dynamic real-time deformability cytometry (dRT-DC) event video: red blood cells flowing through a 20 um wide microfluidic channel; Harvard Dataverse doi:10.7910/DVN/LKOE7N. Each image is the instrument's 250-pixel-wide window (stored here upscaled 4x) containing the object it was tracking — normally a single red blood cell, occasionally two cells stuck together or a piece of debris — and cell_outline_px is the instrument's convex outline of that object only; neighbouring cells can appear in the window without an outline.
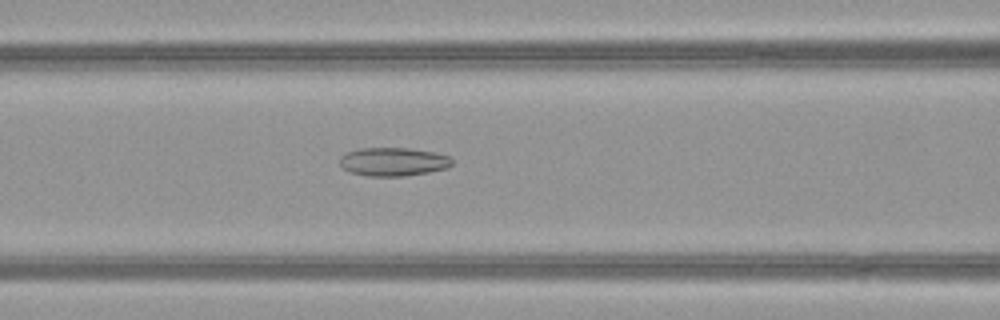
{"species": "common noctule bat (a hibernating species)", "species_latin": "Nyctalus noctula", "temperature_condition": "warm", "stored_images_in_passage": 51, "camera_frame_rate_fps": 3000, "um_per_image_px": 0.085, "animal": {"sex": "female", "body_mass_g": 21.9}, "frame": {"image": 1, "passage_image": 22, "time_ms": 7.0, "image_size_px": [1000, 320], "cell_outline_px": [[452, 164], [448, 168], [408, 176], [368, 176], [352, 172], [344, 168], [340, 164], [340, 156], [344, 152], [360, 148], [408, 148], [436, 152], [448, 156], [452, 160]], "centroid_in_image_um": [33.43, 13.74], "position_along_channel_um": 133.2, "area_um2": 18.73}}
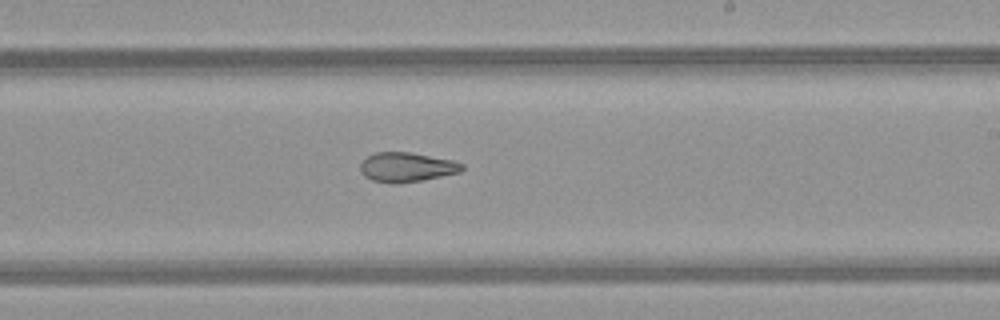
{"frame": {"image": 2, "passage_image": 31, "time_ms": 10.0, "image_size_px": [1000, 320], "cell_outline_px": [[464, 168], [460, 172], [400, 184], [392, 184], [372, 180], [364, 176], [360, 172], [360, 164], [368, 156], [376, 152], [412, 152], [452, 160], [464, 164]], "centroid_in_image_um": [34.55, 14.21], "position_along_channel_um": 254.5, "area_um2": 17.51}}
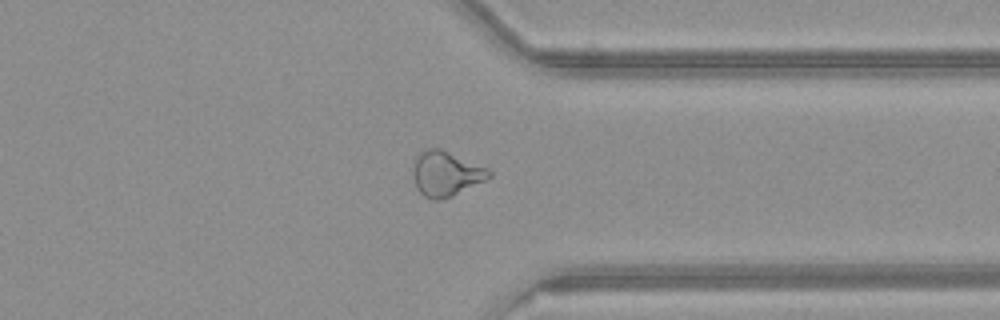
{"frame": {"image": 3, "passage_image": 40, "time_ms": 13.0, "image_size_px": [1000, 320], "cell_outline_px": [[492, 176], [452, 196], [436, 200], [432, 200], [424, 196], [416, 188], [412, 172], [412, 168], [416, 156], [420, 152], [428, 148], [440, 148], [488, 168], [492, 172]], "centroid_in_image_um": [37.87, 14.75], "position_along_channel_um": 373.5, "area_um2": 19.83}, "authors_computed_cell_mechanics": {"area_um2": 21.8484, "velocity_mm_per_s": 4.042, "shape_relaxation_time_tau1_ms": null, "shape_relaxation_time_tau2_ms": 3.4843, "deformation_change_tau1": null, "deformation_change_tau2": 0.1169}}